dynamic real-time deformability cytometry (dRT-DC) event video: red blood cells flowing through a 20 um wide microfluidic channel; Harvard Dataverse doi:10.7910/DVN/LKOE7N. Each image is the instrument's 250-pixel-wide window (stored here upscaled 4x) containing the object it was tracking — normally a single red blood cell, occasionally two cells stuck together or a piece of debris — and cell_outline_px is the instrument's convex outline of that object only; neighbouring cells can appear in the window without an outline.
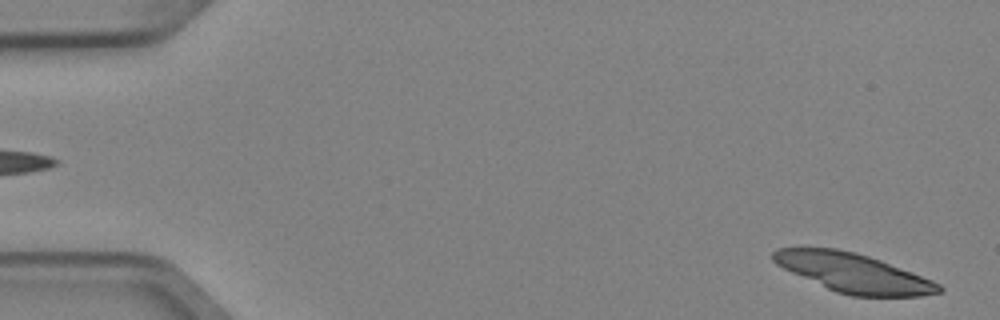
{"species": "Egyptian fruit bat (a non-hibernating species)", "species_latin": "Rousettus aegyptiacus", "temperature_condition": "cold", "stored_images_in_passage": 4, "segment_of_instrument_passage": [2, 2], "camera_frame_rate_fps": 3000, "um_per_image_px": 0.085, "animal": {"sex": "female"}, "frame": {"image": 1, "passage_image": 4, "time_ms": 1.0, "image_size_px": [1000, 320], "cell_outline_px": [[944, 292], [920, 296], [852, 296], [836, 292], [792, 272], [776, 264], [772, 260], [772, 252], [776, 248], [836, 248], [856, 252], [880, 260], [912, 272], [932, 280], [940, 284], [944, 288]], "centroid_in_image_um": [72.56, 23.2], "position_along_channel_um": 12.4, "area_um2": 37.4}}